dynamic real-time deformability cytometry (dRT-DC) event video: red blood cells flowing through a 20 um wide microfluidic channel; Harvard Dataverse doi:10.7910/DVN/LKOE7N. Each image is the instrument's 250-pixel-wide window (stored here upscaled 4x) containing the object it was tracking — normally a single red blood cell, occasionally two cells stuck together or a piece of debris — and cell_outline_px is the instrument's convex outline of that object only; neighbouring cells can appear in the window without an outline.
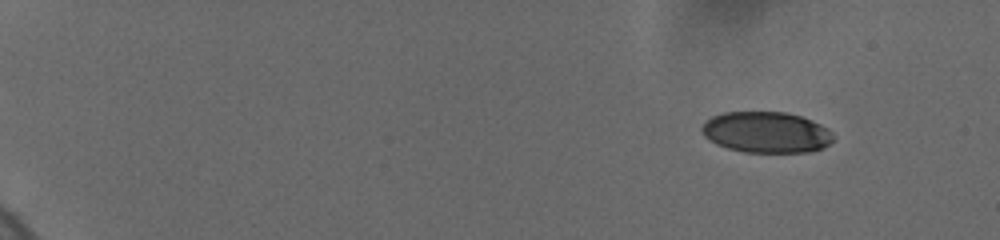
{"species": "human", "species_latin": "Homo sapiens", "temperature_condition": "cold", "stored_images_in_passage": 12, "camera_frame_rate_fps": 3000, "um_per_image_px": 0.085, "donor": {"sex": "female"}, "frame": {"image": 1, "passage_image": 3, "time_ms": 1.333, "image_size_px": [1000, 240], "cell_outline_px": [[832, 140], [828, 144], [820, 148], [808, 152], [744, 152], [728, 148], [716, 144], [708, 140], [704, 136], [700, 128], [712, 116], [724, 112], [784, 112], [800, 116], [812, 120], [828, 128], [832, 132]], "centroid_in_image_um": [65.11, 11.24], "position_along_channel_um": 19.9, "area_um2": 31.33}}
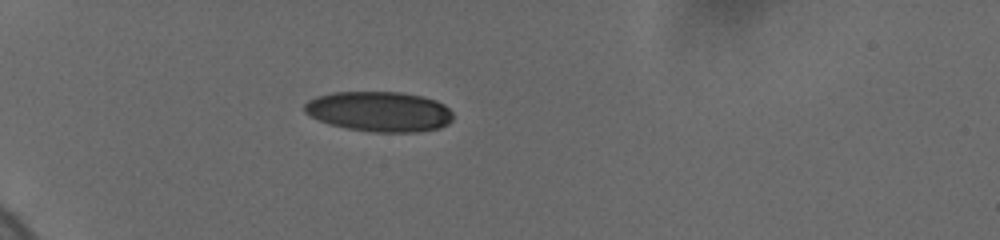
{"frame": {"image": 2, "passage_image": 9, "time_ms": 5.667, "image_size_px": [1000, 240], "cell_outline_px": [[452, 120], [448, 124], [440, 128], [416, 132], [372, 132], [348, 128], [328, 124], [304, 112], [304, 104], [308, 100], [316, 96], [332, 92], [400, 92], [420, 96], [436, 100], [444, 104], [452, 112]], "centroid_in_image_um": [32.24, 9.48], "position_along_channel_um": 52.8, "area_um2": 34.8}}
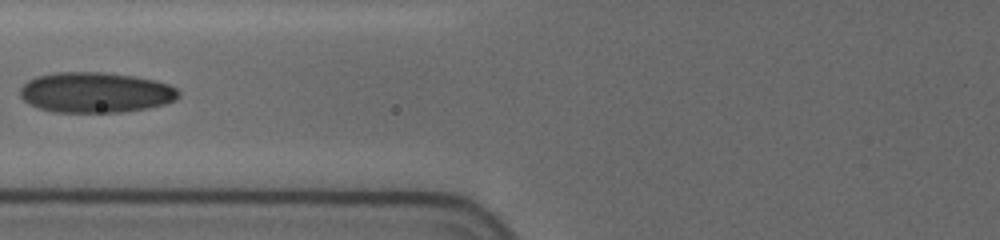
{"frame": {"image": 3, "passage_image": 12, "time_ms": 8.333, "image_size_px": [1000, 240], "cell_outline_px": [[180, 96], [176, 100], [164, 104], [148, 108], [124, 112], [56, 112], [40, 108], [28, 104], [20, 96], [20, 88], [28, 80], [36, 76], [60, 72], [104, 72], [136, 76], [156, 80], [168, 84], [176, 88], [180, 92]], "centroid_in_image_um": [8.15, 7.85], "position_along_channel_um": 117.7, "area_um2": 37.57}}